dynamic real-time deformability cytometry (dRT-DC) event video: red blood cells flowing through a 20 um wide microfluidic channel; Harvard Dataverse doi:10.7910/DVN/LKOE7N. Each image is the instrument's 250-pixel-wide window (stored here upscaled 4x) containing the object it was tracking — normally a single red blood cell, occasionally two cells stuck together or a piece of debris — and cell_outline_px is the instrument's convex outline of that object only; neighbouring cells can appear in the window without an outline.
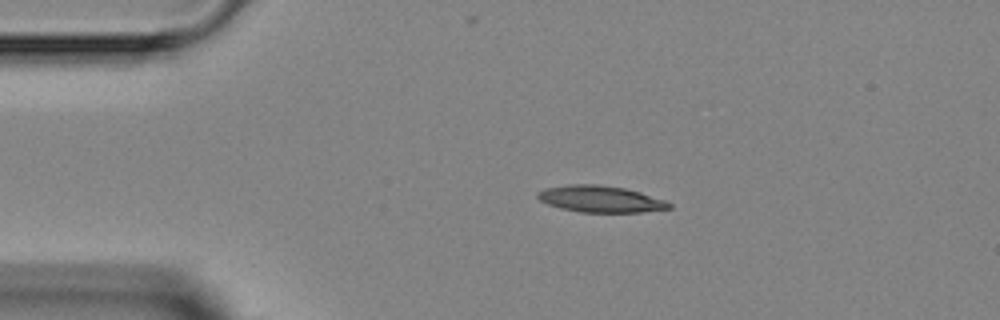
{"species": "Egyptian fruit bat (a non-hibernating species)", "species_latin": "Rousettus aegyptiacus", "temperature_condition": "room temperature", "stored_images_in_passage": 4, "segment_of_instrument_passage": [1, 2], "camera_frame_rate_fps": 3000, "um_per_image_px": 0.085, "animal": {"sex": "female"}, "frame": {"image": 1, "passage_image": 2, "time_ms": 2.0, "image_size_px": [1000, 320], "cell_outline_px": [[672, 208], [640, 212], [580, 212], [560, 208], [548, 204], [540, 200], [536, 196], [536, 192], [544, 188], [568, 184], [596, 184], [624, 188], [640, 192], [664, 200], [672, 204]], "centroid_in_image_um": [51.0, 16.91], "position_along_channel_um": 34.0, "area_um2": 20.35}}